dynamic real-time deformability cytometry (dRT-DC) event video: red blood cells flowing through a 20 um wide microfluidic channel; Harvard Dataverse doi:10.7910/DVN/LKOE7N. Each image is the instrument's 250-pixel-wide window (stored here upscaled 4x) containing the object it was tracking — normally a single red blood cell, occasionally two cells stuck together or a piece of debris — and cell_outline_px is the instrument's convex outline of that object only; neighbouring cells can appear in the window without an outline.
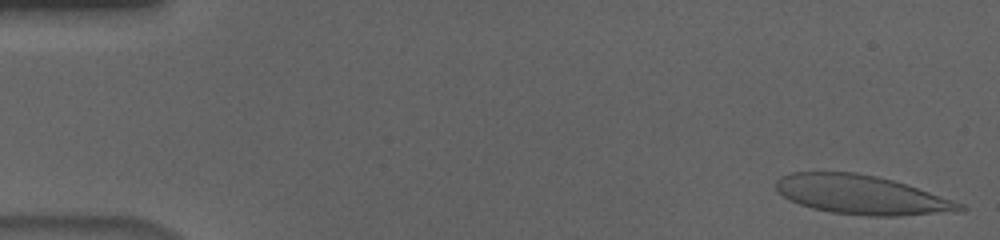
{"species": "human", "species_latin": "Homo sapiens", "temperature_condition": "cold", "stored_images_in_passage": 55, "segment_of_instrument_passage": [1, 2], "camera_frame_rate_fps": 3000, "um_per_image_px": 0.085, "donor": {"sex": "male"}, "frame": {"image": 1, "passage_image": 1, "time_ms": 0.0, "image_size_px": [1000, 240], "cell_outline_px": [[968, 208], [964, 212], [900, 216], [868, 216], [832, 212], [812, 208], [800, 204], [784, 196], [776, 188], [776, 180], [780, 176], [792, 172], [856, 172], [876, 176], [892, 180], [964, 204]], "centroid_in_image_um": [73.28, 16.57], "position_along_channel_um": 11.7, "area_um2": 41.73}}
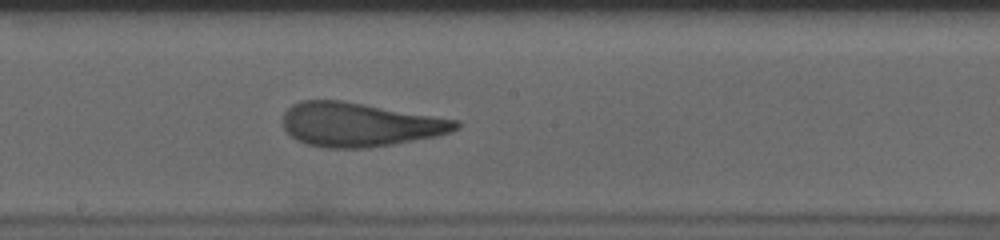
{"frame": {"image": 2, "passage_image": 29, "time_ms": 9.333, "image_size_px": [1000, 240], "cell_outline_px": [[460, 128], [452, 132], [440, 136], [368, 148], [324, 148], [308, 144], [296, 140], [284, 128], [284, 112], [292, 104], [300, 100], [340, 100], [460, 120]], "centroid_in_image_um": [30.6, 10.59], "position_along_channel_um": 217.6, "area_um2": 44.45}}
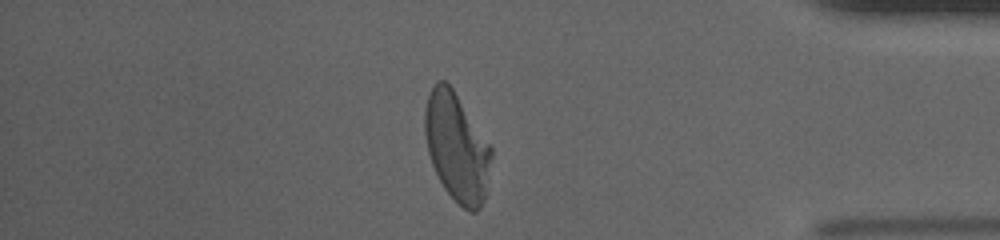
{"frame": {"image": 3, "passage_image": 46, "time_ms": 15.0, "image_size_px": [1000, 240], "cell_outline_px": [[492, 156], [484, 200], [480, 208], [476, 212], [468, 212], [444, 188], [432, 164], [428, 152], [424, 132], [424, 112], [428, 96], [436, 80], [444, 80], [452, 88], [492, 148]], "centroid_in_image_um": [38.81, 12.52], "position_along_channel_um": 396.4, "area_um2": 41.44}}